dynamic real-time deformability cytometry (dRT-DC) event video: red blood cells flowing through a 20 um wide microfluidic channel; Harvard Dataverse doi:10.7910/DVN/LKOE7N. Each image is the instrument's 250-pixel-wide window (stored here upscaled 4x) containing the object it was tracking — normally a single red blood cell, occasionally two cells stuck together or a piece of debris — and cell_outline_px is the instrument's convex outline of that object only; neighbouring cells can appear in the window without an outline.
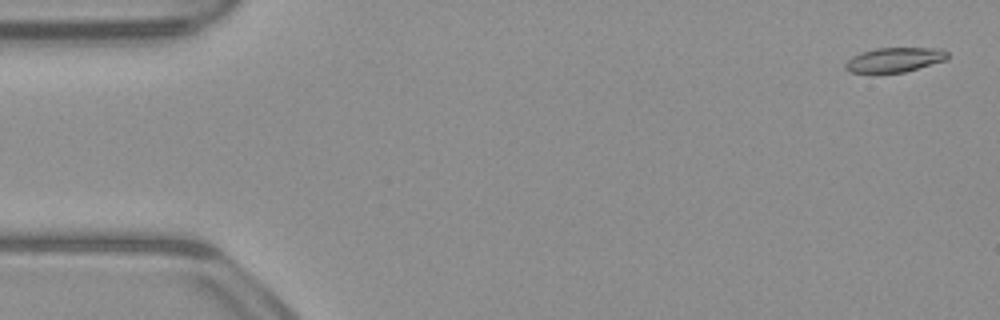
{"species": "common noctule bat (a hibernating species)", "species_latin": "Nyctalus noctula", "temperature_condition": "warm", "stored_images_in_passage": 53, "camera_frame_rate_fps": 3000, "um_per_image_px": 0.085, "animal": {"sex": "male", "body_mass_g": 23.1, "forearm_length_mm": 52.7}, "frame": {"image": 1, "passage_image": 2, "time_ms": 0.333, "image_size_px": [1000, 320], "cell_outline_px": [[948, 60], [904, 72], [848, 72], [844, 68], [844, 64], [852, 56], [860, 52], [876, 48], [944, 48], [948, 52]], "centroid_in_image_um": [76.06, 5.07], "position_along_channel_um": 8.9, "area_um2": 14.74}}
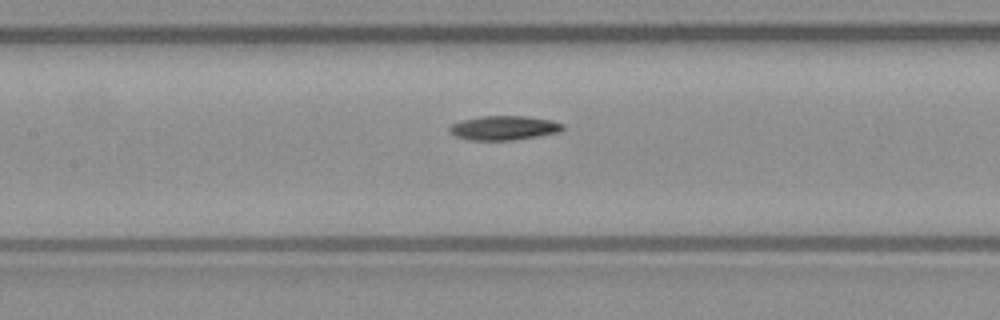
{"frame": {"image": 2, "passage_image": 24, "time_ms": 7.667, "image_size_px": [1000, 320], "cell_outline_px": [[564, 128], [560, 132], [512, 140], [468, 140], [456, 136], [448, 132], [448, 128], [452, 124], [460, 120], [480, 116], [524, 116], [552, 120], [564, 124]], "centroid_in_image_um": [42.8, 10.87], "position_along_channel_um": 164.6, "area_um2": 16.07}}
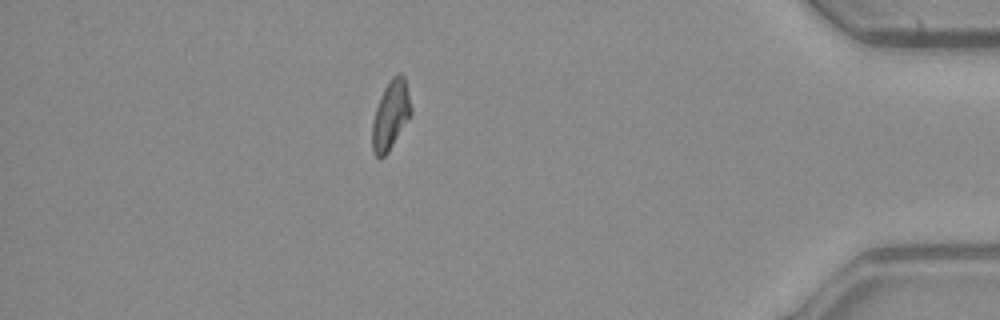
{"frame": {"image": 3, "passage_image": 46, "time_ms": 15.0, "image_size_px": [1000, 320], "cell_outline_px": [[412, 112], [388, 152], [380, 160], [372, 152], [372, 120], [380, 96], [384, 88], [392, 76], [396, 72], [400, 72], [404, 76], [412, 108]], "centroid_in_image_um": [33.19, 9.77], "position_along_channel_um": 402.0, "area_um2": 15.61}}